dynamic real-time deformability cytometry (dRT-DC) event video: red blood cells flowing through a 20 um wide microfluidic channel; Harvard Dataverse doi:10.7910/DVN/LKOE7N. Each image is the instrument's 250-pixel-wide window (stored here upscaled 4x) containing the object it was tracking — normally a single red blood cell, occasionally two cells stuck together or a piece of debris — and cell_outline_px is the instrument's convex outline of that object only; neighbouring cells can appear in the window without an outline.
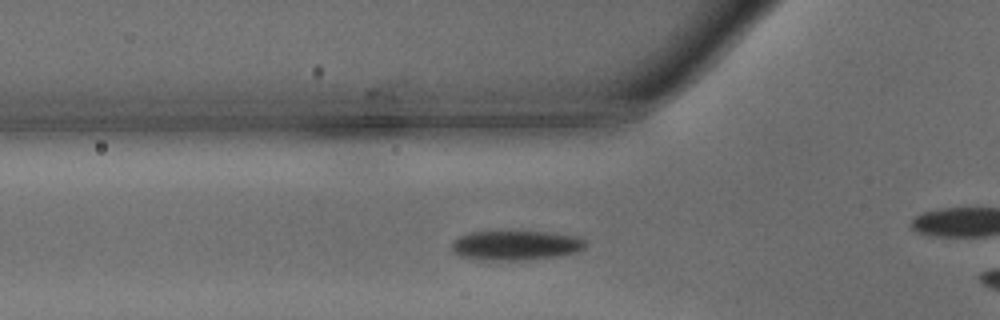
{"species": "common noctule bat (a hibernating species)", "species_latin": "Nyctalus noctula", "temperature_condition": "warm", "stored_images_in_passage": 29, "camera_frame_rate_fps": 3000, "um_per_image_px": 0.085, "animal": {"sex": "male", "body_mass_g": 15.6}, "frame": {"image": 1, "passage_image": 8, "time_ms": 2.333, "image_size_px": [1000, 320], "cell_outline_px": [[588, 244], [584, 248], [576, 252], [560, 256], [524, 260], [476, 260], [460, 256], [452, 252], [452, 240], [460, 236], [472, 232], [500, 228], [548, 232], [576, 236], [584, 240]], "centroid_in_image_um": [43.79, 20.81], "position_along_channel_um": 82.0, "area_um2": 24.28}}
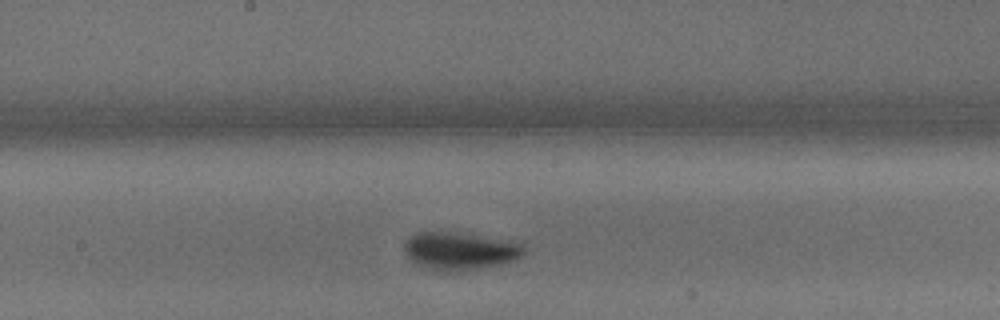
{"frame": {"image": 2, "passage_image": 17, "time_ms": 5.333, "image_size_px": [1000, 320], "cell_outline_px": [[524, 252], [520, 256], [512, 260], [496, 264], [448, 272], [440, 272], [428, 268], [412, 260], [408, 256], [404, 248], [404, 244], [416, 232], [448, 232], [476, 236], [520, 244], [524, 248]], "centroid_in_image_um": [39.0, 21.33], "position_along_channel_um": 209.2, "area_um2": 24.85}}
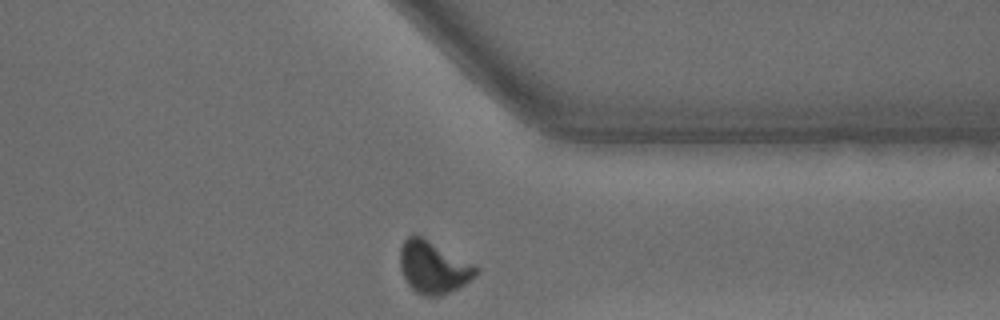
{"frame": {"image": 3, "passage_image": 29, "time_ms": 9.333, "image_size_px": [1000, 320], "cell_outline_px": [[480, 272], [476, 276], [464, 284], [440, 296], [424, 296], [416, 292], [408, 284], [400, 268], [400, 248], [404, 240], [412, 232], [420, 236], [480, 268]], "centroid_in_image_um": [36.81, 22.72], "position_along_channel_um": 374.6, "area_um2": 22.83}, "authors_computed_cell_mechanics": {"area_um2": 23.987, "velocity_mm_per_s": 4.2139, "shape_relaxation_time_tau1_ms": 2.5405, "shape_relaxation_time_tau2_ms": 3.5127, "deformation_change_tau1": 0.1268, "deformation_change_tau2": 0.0548}}